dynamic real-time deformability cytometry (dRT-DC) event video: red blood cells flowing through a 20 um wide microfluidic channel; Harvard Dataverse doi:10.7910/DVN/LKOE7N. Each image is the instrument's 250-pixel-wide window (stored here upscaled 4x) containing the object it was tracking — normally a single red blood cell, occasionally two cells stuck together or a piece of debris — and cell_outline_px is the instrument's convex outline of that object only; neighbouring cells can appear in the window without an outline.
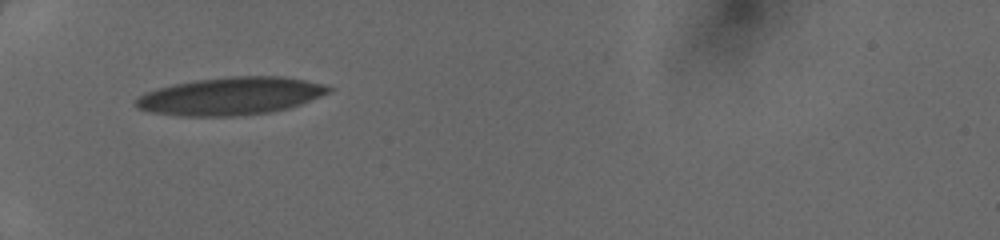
{"species": "human", "species_latin": "Homo sapiens", "temperature_condition": "cold", "stored_images_in_passage": 12, "camera_frame_rate_fps": 3000, "um_per_image_px": 0.085, "donor": {"sex": "female"}, "frame": {"image": 1, "passage_image": 1, "time_ms": 0.0, "image_size_px": [1000, 240], "cell_outline_px": [[336, 88], [332, 92], [300, 104], [288, 108], [268, 112], [236, 116], [180, 116], [148, 112], [136, 108], [132, 104], [136, 96], [172, 84], [196, 80], [232, 76], [280, 76], [304, 80], [324, 84]], "centroid_in_image_um": [19.59, 8.17], "position_along_channel_um": 65.4, "area_um2": 42.6}}
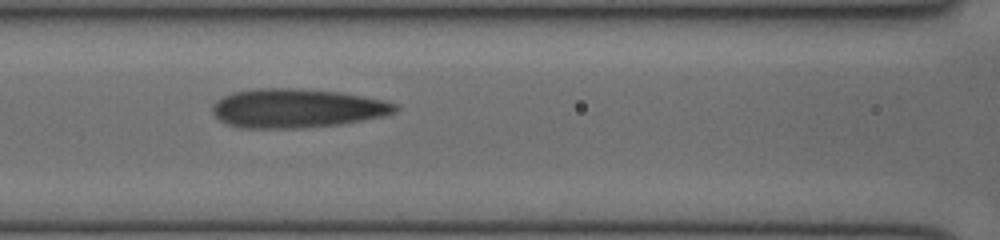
{"frame": {"image": 2, "passage_image": 7, "time_ms": 2.0, "image_size_px": [1000, 240], "cell_outline_px": [[400, 108], [396, 112], [384, 116], [364, 120], [340, 124], [300, 128], [240, 128], [228, 124], [220, 120], [212, 112], [212, 104], [216, 100], [232, 92], [256, 88], [292, 88], [340, 92], [364, 96], [384, 100], [396, 104]], "centroid_in_image_um": [25.24, 9.2], "position_along_channel_um": 141.4, "area_um2": 41.73}}
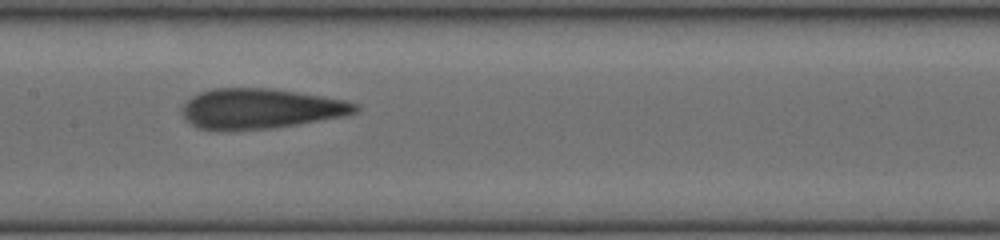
{"frame": {"image": 3, "passage_image": 10, "time_ms": 3.0, "image_size_px": [1000, 240], "cell_outline_px": [[360, 108], [356, 112], [344, 116], [272, 128], [216, 132], [196, 128], [184, 116], [184, 104], [192, 96], [200, 92], [212, 88], [272, 88], [344, 100], [356, 104]], "centroid_in_image_um": [22.1, 9.25], "position_along_channel_um": 185.3, "area_um2": 40.52}}